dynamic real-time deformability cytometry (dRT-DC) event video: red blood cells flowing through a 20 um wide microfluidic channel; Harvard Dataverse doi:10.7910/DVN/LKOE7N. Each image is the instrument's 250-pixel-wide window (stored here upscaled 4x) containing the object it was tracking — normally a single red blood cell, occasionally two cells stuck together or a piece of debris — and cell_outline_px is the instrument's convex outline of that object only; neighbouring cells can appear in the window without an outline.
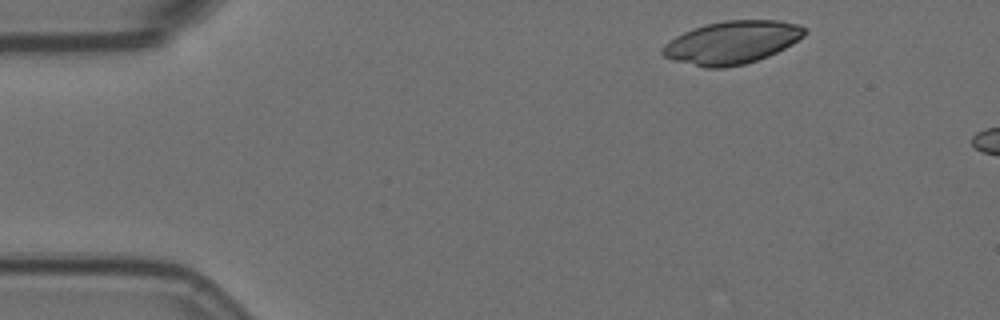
{"species": "Egyptian fruit bat (a non-hibernating species)", "species_latin": "Rousettus aegyptiacus", "temperature_condition": "room temperature", "stored_images_in_passage": 3, "camera_frame_rate_fps": 3000, "um_per_image_px": 0.085, "animal": {"sex": "female"}, "frame": {"image": 1, "passage_image": 1, "time_ms": 0.0, "image_size_px": [1000, 320], "cell_outline_px": [[804, 36], [792, 44], [768, 56], [744, 64], [724, 68], [704, 68], [672, 60], [664, 56], [660, 52], [664, 44], [676, 36], [692, 28], [724, 20], [780, 20], [800, 24], [804, 28]], "centroid_in_image_um": [62.19, 3.61], "position_along_channel_um": 22.8, "area_um2": 35.49}}